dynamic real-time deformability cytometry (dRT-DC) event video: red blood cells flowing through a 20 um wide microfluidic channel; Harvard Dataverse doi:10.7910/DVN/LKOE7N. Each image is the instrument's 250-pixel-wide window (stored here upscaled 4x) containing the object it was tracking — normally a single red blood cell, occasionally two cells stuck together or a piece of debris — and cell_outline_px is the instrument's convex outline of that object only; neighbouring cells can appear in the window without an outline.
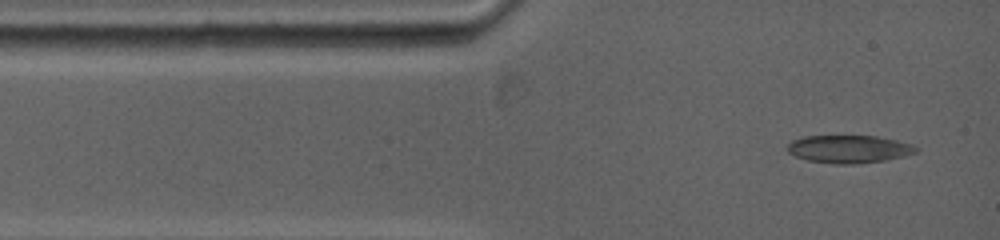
{"species": "common noctule bat (a hibernating species)", "species_latin": "Nyctalus noctula", "temperature_condition": "warm", "stored_images_in_passage": 30, "camera_frame_rate_fps": 5000, "um_per_image_px": 0.085, "animal": {"sex": "female", "body_mass_g": 19.0, "forearm_length_mm": 53.3}, "frame": {"image": 1, "passage_image": 1, "time_ms": 0.0, "image_size_px": [1000, 240], "cell_outline_px": [[920, 148], [916, 152], [904, 156], [884, 160], [852, 164], [832, 164], [808, 160], [796, 156], [788, 152], [788, 144], [792, 140], [804, 136], [876, 136], [896, 140], [912, 144]], "centroid_in_image_um": [72.17, 12.67], "position_along_channel_um": 12.8, "area_um2": 20.75}}
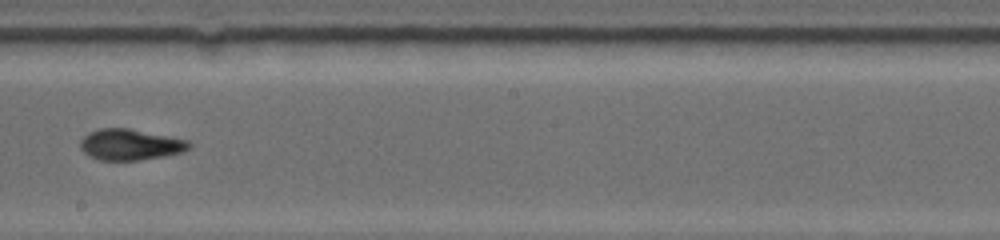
{"frame": {"image": 2, "passage_image": 13, "time_ms": 6.6, "image_size_px": [1000, 240], "cell_outline_px": [[192, 144], [184, 152], [164, 156], [140, 160], [100, 160], [88, 156], [80, 148], [80, 140], [88, 132], [100, 128], [128, 128], [188, 140]], "centroid_in_image_um": [11.05, 12.29], "position_along_channel_um": 237.2, "area_um2": 19.71}}
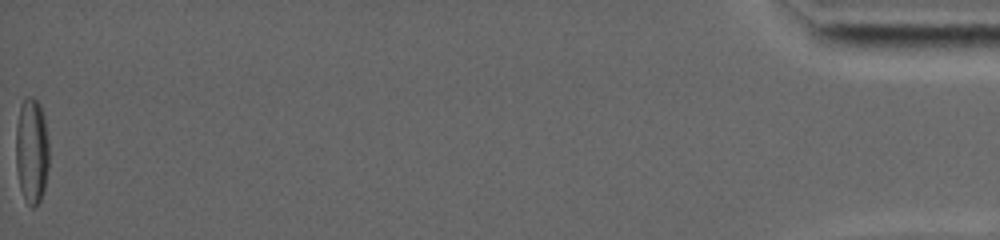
{"frame": {"image": 3, "passage_image": 30, "time_ms": 16.0, "image_size_px": [1000, 240], "cell_outline_px": [[48, 168], [44, 192], [40, 200], [32, 208], [24, 200], [20, 188], [16, 172], [16, 124], [20, 104], [24, 96], [32, 96], [40, 104], [44, 116], [48, 140]], "centroid_in_image_um": [2.68, 12.8], "position_along_channel_um": 432.5, "area_um2": 20.87}, "authors_computed_cell_mechanics": {"area_um2": 19.8254, "velocity_mm_per_s": 3.8704, "shape_relaxation_time_tau1_ms": null, "shape_relaxation_time_tau2_ms": 4.0961, "deformation_change_tau1": null, "deformation_change_tau2": 0.1029}}